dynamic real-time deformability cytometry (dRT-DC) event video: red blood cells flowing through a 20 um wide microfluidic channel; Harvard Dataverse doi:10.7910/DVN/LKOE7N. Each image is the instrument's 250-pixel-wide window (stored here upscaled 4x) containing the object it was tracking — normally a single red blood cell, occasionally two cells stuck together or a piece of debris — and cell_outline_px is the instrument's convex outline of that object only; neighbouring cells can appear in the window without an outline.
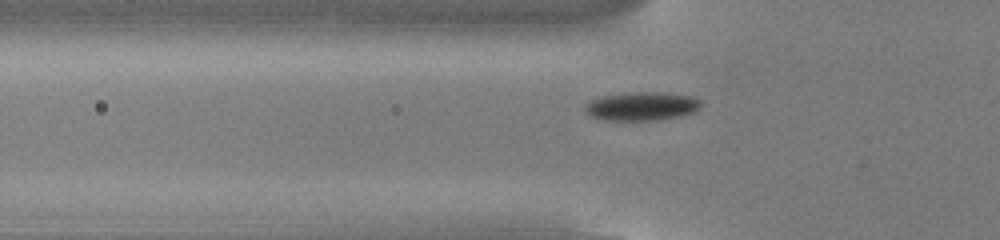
{"species": "common noctule bat (a hibernating species)", "species_latin": "Nyctalus noctula", "temperature_condition": "cold", "stored_images_in_passage": 50, "camera_frame_rate_fps": 3000, "um_per_image_px": 0.085, "animal": {"sex": "male", "body_mass_g": 13.0, "forearm_length_mm": 53.1}, "frame": {"image": 1, "passage_image": 14, "time_ms": 4.333, "image_size_px": [1000, 240], "cell_outline_px": [[704, 104], [700, 108], [692, 112], [680, 116], [656, 120], [604, 120], [592, 116], [584, 108], [592, 100], [604, 96], [636, 92], [660, 92], [692, 96], [700, 100]], "centroid_in_image_um": [54.62, 9.03], "position_along_channel_um": 71.2, "area_um2": 19.02}}
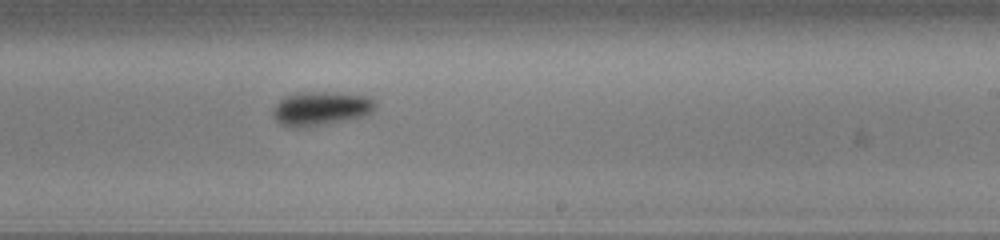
{"frame": {"image": 2, "passage_image": 29, "time_ms": 9.333, "image_size_px": [1000, 240], "cell_outline_px": [[376, 108], [372, 112], [364, 116], [304, 128], [292, 128], [280, 124], [272, 116], [272, 112], [276, 104], [284, 96], [296, 92], [328, 92], [368, 96], [376, 100]], "centroid_in_image_um": [27.25, 9.22], "position_along_channel_um": 261.7, "area_um2": 20.46}}
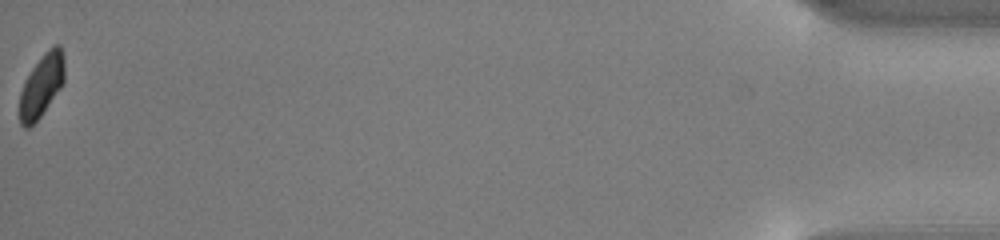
{"frame": {"image": 3, "passage_image": 50, "time_ms": 16.333, "image_size_px": [1000, 240], "cell_outline_px": [[64, 84], [40, 116], [28, 128], [24, 128], [20, 124], [20, 92], [24, 80], [32, 68], [44, 52], [52, 44], [60, 44], [64, 56]], "centroid_in_image_um": [3.55, 7.22], "position_along_channel_um": 431.7, "area_um2": 16.53}, "authors_computed_cell_mechanics": {"area_um2": 18.207, "velocity_mm_per_s": 3.8201, "shape_relaxation_time_tau1_ms": 1.4581, "shape_relaxation_time_tau2_ms": null, "deformation_change_tau1": 0.1045, "deformation_change_tau2": null}}